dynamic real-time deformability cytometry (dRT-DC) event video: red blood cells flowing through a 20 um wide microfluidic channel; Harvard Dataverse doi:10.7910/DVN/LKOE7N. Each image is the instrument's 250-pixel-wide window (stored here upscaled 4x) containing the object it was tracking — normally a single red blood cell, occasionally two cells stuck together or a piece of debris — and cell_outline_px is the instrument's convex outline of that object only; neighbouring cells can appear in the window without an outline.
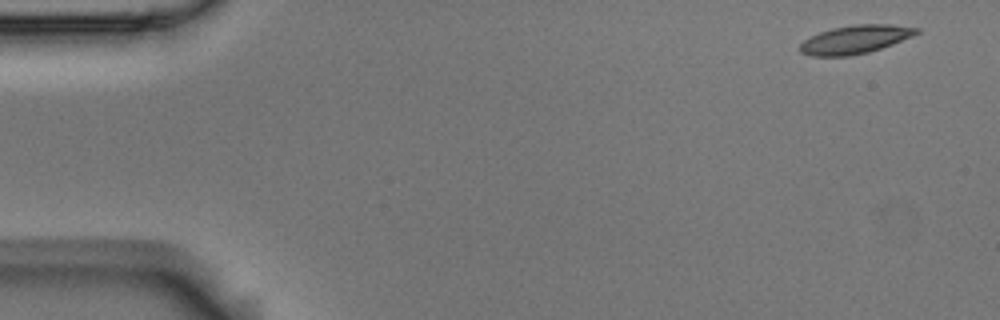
{"species": "Egyptian fruit bat (a non-hibernating species)", "species_latin": "Rousettus aegyptiacus", "temperature_condition": "room temperature", "stored_images_in_passage": 7, "camera_frame_rate_fps": 3000, "um_per_image_px": 0.085, "animal": {"sex": "male"}, "frame": {"image": 1, "passage_image": 1, "time_ms": 0.0, "image_size_px": [1000, 320], "cell_outline_px": [[920, 32], [912, 36], [892, 44], [868, 52], [848, 56], [812, 56], [800, 52], [800, 44], [804, 40], [820, 32], [832, 28], [852, 24], [892, 24], [920, 28]], "centroid_in_image_um": [72.7, 3.34], "position_along_channel_um": 12.3, "area_um2": 19.19}}
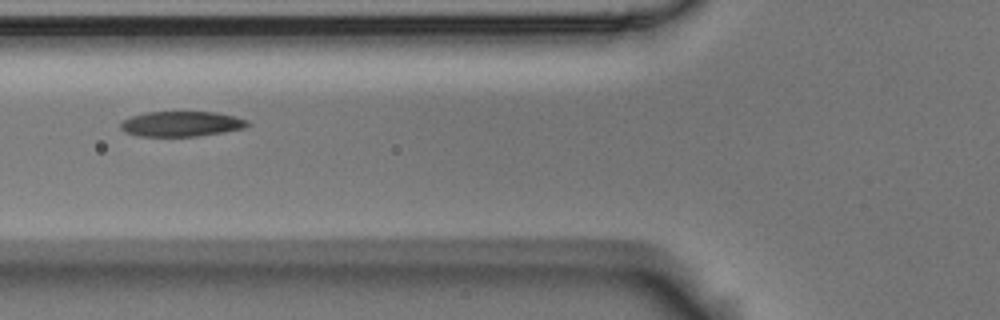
{"frame": {"image": 2, "passage_image": 6, "time_ms": 1.667, "image_size_px": [1000, 320], "cell_outline_px": [[252, 124], [244, 128], [196, 136], [136, 136], [124, 132], [120, 128], [120, 124], [124, 120], [132, 116], [144, 112], [216, 112], [248, 120]], "centroid_in_image_um": [15.39, 10.53], "position_along_channel_um": 110.4, "area_um2": 18.55}}
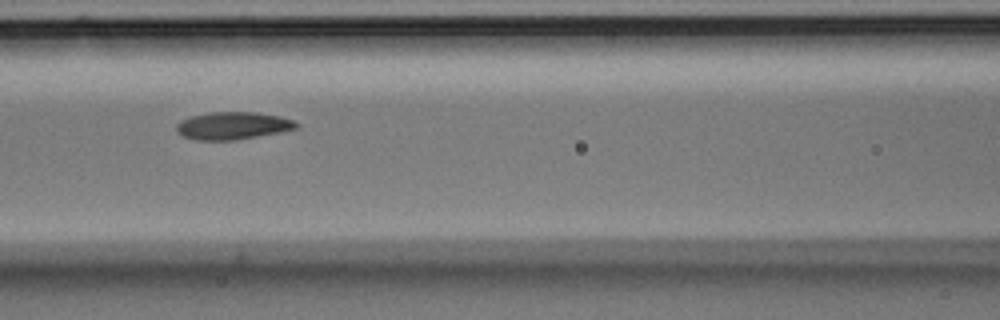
{"frame": {"image": 3, "passage_image": 7, "time_ms": 2.0, "image_size_px": [1000, 320], "cell_outline_px": [[300, 124], [296, 128], [280, 132], [236, 140], [196, 140], [184, 136], [176, 132], [176, 124], [180, 120], [192, 116], [208, 112], [256, 112], [280, 116], [292, 120]], "centroid_in_image_um": [19.77, 10.68], "position_along_channel_um": 146.8, "area_um2": 19.25}}